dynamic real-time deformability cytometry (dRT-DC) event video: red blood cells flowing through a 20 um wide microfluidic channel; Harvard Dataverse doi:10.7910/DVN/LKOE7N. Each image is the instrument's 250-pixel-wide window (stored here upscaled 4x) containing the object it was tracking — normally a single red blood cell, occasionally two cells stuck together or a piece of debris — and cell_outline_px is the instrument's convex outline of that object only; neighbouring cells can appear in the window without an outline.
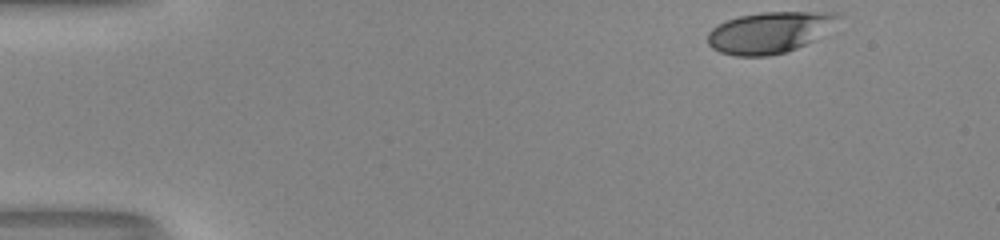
{"species": "human", "species_latin": "Homo sapiens", "temperature_condition": "room temperature", "stored_images_in_passage": 39, "camera_frame_rate_fps": 3000, "um_per_image_px": 0.085, "donor": {"sex": "male"}, "frame": {"image": 1, "passage_image": 1, "time_ms": 0.0, "image_size_px": [1000, 240], "cell_outline_px": [[840, 16], [816, 40], [796, 48], [784, 52], [768, 56], [736, 56], [720, 52], [712, 48], [708, 44], [708, 32], [716, 24], [740, 16], [764, 12], [840, 12]], "centroid_in_image_um": [65.37, 2.76], "position_along_channel_um": 19.6, "area_um2": 31.1}}
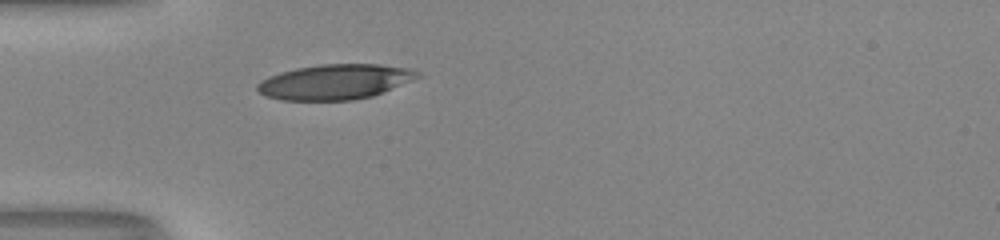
{"frame": {"image": 2, "passage_image": 12, "time_ms": 3.667, "image_size_px": [1000, 240], "cell_outline_px": [[424, 76], [372, 96], [352, 100], [280, 100], [264, 96], [256, 88], [256, 84], [260, 80], [268, 76], [280, 72], [296, 68], [320, 64], [380, 64], [412, 68], [420, 72]], "centroid_in_image_um": [28.49, 6.95], "position_along_channel_um": 56.5, "area_um2": 33.12}}
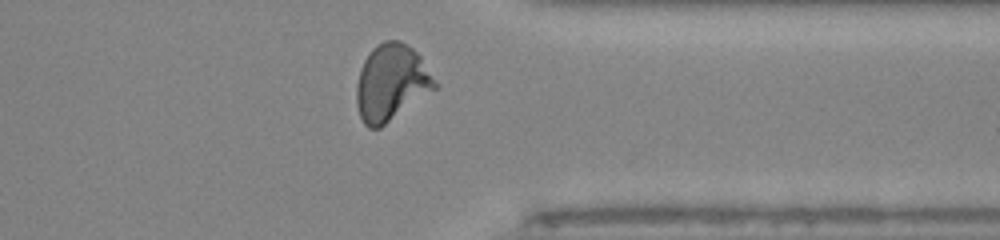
{"frame": {"image": 3, "passage_image": 37, "time_ms": 12.0, "image_size_px": [1000, 240], "cell_outline_px": [[436, 88], [380, 128], [368, 128], [364, 124], [360, 116], [356, 104], [356, 84], [360, 68], [364, 60], [372, 48], [376, 44], [384, 40], [400, 40], [412, 48], [420, 56], [436, 84]], "centroid_in_image_um": [33.21, 7.02], "position_along_channel_um": 378.2, "area_um2": 34.62}, "authors_computed_cell_mechanics": {"area_um2": 33.0038, "velocity_mm_per_s": 4.0089, "shape_relaxation_time_tau1_ms": 5.6621, "shape_relaxation_time_tau2_ms": 0.7007, "deformation_change_tau1": 0.2353, "deformation_change_tau2": 0.0733}}